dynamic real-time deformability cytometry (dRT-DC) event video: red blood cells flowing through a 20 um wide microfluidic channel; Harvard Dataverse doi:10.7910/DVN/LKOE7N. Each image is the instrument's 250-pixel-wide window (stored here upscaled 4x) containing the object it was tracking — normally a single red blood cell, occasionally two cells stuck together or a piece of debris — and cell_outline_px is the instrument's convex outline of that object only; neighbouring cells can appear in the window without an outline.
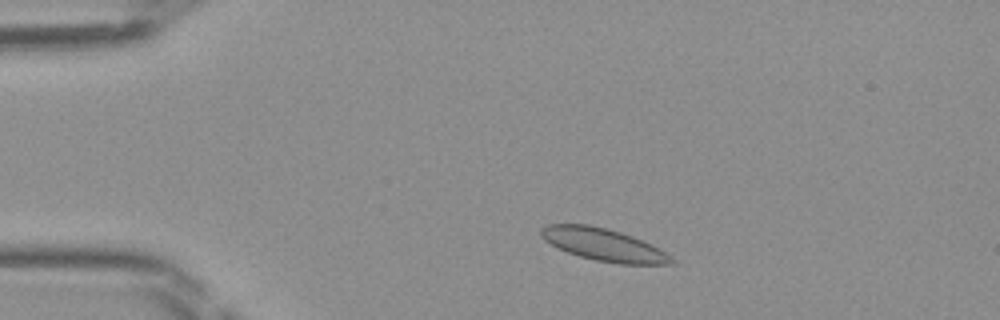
{"species": "Egyptian fruit bat (a non-hibernating species)", "species_latin": "Rousettus aegyptiacus", "temperature_condition": "room temperature", "stored_images_in_passage": 44, "camera_frame_rate_fps": 3000, "um_per_image_px": 0.085, "frame": {"image": 1, "passage_image": 6, "time_ms": 1.667, "image_size_px": [1000, 320], "cell_outline_px": [[676, 260], [672, 264], [620, 264], [596, 260], [580, 256], [568, 252], [544, 240], [540, 236], [540, 228], [548, 224], [588, 224], [620, 232], [632, 236], [672, 256]], "centroid_in_image_um": [51.27, 20.8], "position_along_channel_um": 33.7, "area_um2": 24.22}}
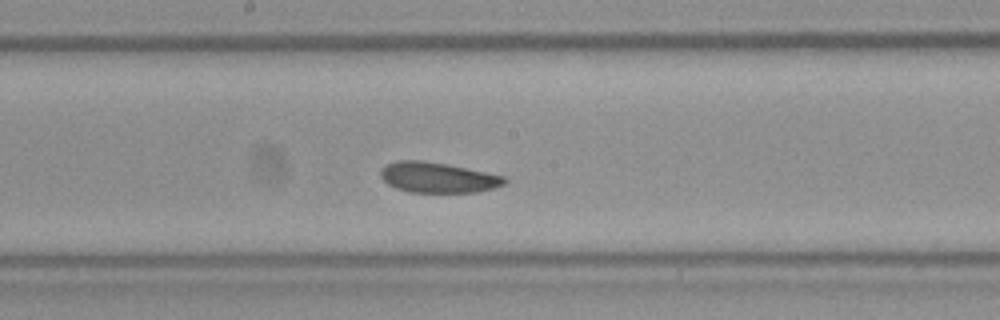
{"frame": {"image": 2, "passage_image": 22, "time_ms": 7.0, "image_size_px": [1000, 320], "cell_outline_px": [[508, 180], [504, 184], [492, 188], [476, 192], [408, 192], [396, 188], [388, 184], [380, 176], [380, 168], [396, 160], [420, 160], [448, 164], [504, 176]], "centroid_in_image_um": [37.18, 15.08], "position_along_channel_um": 211.0, "area_um2": 21.91}}
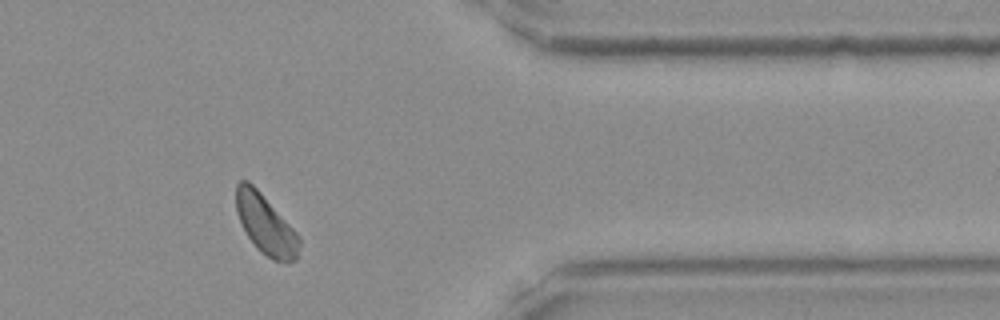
{"frame": {"image": 3, "passage_image": 36, "time_ms": 11.667, "image_size_px": [1000, 320], "cell_outline_px": [[300, 244], [296, 260], [288, 264], [272, 260], [260, 252], [256, 248], [248, 236], [236, 212], [236, 184], [240, 180], [248, 180], [260, 192], [300, 236]], "centroid_in_image_um": [22.59, 19.12], "position_along_channel_um": 388.8, "area_um2": 21.91}}